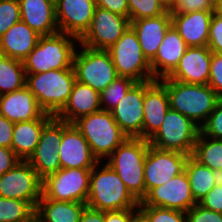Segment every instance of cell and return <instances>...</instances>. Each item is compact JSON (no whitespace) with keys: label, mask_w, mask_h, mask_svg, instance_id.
Masks as SVG:
<instances>
[{"label":"cell","mask_w":222,"mask_h":222,"mask_svg":"<svg viewBox=\"0 0 222 222\" xmlns=\"http://www.w3.org/2000/svg\"><path fill=\"white\" fill-rule=\"evenodd\" d=\"M131 222H148L146 218L139 212Z\"/></svg>","instance_id":"cell-51"},{"label":"cell","mask_w":222,"mask_h":222,"mask_svg":"<svg viewBox=\"0 0 222 222\" xmlns=\"http://www.w3.org/2000/svg\"><path fill=\"white\" fill-rule=\"evenodd\" d=\"M20 161L11 148L0 146V176L8 172Z\"/></svg>","instance_id":"cell-44"},{"label":"cell","mask_w":222,"mask_h":222,"mask_svg":"<svg viewBox=\"0 0 222 222\" xmlns=\"http://www.w3.org/2000/svg\"><path fill=\"white\" fill-rule=\"evenodd\" d=\"M34 214L27 201L0 196V222H25Z\"/></svg>","instance_id":"cell-33"},{"label":"cell","mask_w":222,"mask_h":222,"mask_svg":"<svg viewBox=\"0 0 222 222\" xmlns=\"http://www.w3.org/2000/svg\"><path fill=\"white\" fill-rule=\"evenodd\" d=\"M130 23L129 18L96 6L90 28L79 42L92 49L107 50L118 41Z\"/></svg>","instance_id":"cell-13"},{"label":"cell","mask_w":222,"mask_h":222,"mask_svg":"<svg viewBox=\"0 0 222 222\" xmlns=\"http://www.w3.org/2000/svg\"><path fill=\"white\" fill-rule=\"evenodd\" d=\"M72 124L86 139L98 161H106L128 138L116 123L111 111L100 110L80 117Z\"/></svg>","instance_id":"cell-6"},{"label":"cell","mask_w":222,"mask_h":222,"mask_svg":"<svg viewBox=\"0 0 222 222\" xmlns=\"http://www.w3.org/2000/svg\"><path fill=\"white\" fill-rule=\"evenodd\" d=\"M25 81L23 62L0 54V95L22 89Z\"/></svg>","instance_id":"cell-31"},{"label":"cell","mask_w":222,"mask_h":222,"mask_svg":"<svg viewBox=\"0 0 222 222\" xmlns=\"http://www.w3.org/2000/svg\"><path fill=\"white\" fill-rule=\"evenodd\" d=\"M208 48L212 52L222 54V15L216 10L210 22Z\"/></svg>","instance_id":"cell-40"},{"label":"cell","mask_w":222,"mask_h":222,"mask_svg":"<svg viewBox=\"0 0 222 222\" xmlns=\"http://www.w3.org/2000/svg\"><path fill=\"white\" fill-rule=\"evenodd\" d=\"M21 21L39 35H52L57 32L55 2L53 0H18Z\"/></svg>","instance_id":"cell-25"},{"label":"cell","mask_w":222,"mask_h":222,"mask_svg":"<svg viewBox=\"0 0 222 222\" xmlns=\"http://www.w3.org/2000/svg\"><path fill=\"white\" fill-rule=\"evenodd\" d=\"M75 81L74 69L68 68L26 74L25 86L45 113L56 116L67 103Z\"/></svg>","instance_id":"cell-5"},{"label":"cell","mask_w":222,"mask_h":222,"mask_svg":"<svg viewBox=\"0 0 222 222\" xmlns=\"http://www.w3.org/2000/svg\"><path fill=\"white\" fill-rule=\"evenodd\" d=\"M86 203L56 201L41 195L35 214L41 222H79Z\"/></svg>","instance_id":"cell-29"},{"label":"cell","mask_w":222,"mask_h":222,"mask_svg":"<svg viewBox=\"0 0 222 222\" xmlns=\"http://www.w3.org/2000/svg\"><path fill=\"white\" fill-rule=\"evenodd\" d=\"M139 203L107 163L99 161L93 167L90 174L87 207L105 212L139 209Z\"/></svg>","instance_id":"cell-1"},{"label":"cell","mask_w":222,"mask_h":222,"mask_svg":"<svg viewBox=\"0 0 222 222\" xmlns=\"http://www.w3.org/2000/svg\"><path fill=\"white\" fill-rule=\"evenodd\" d=\"M135 83L130 78L118 76L100 93L102 110L111 111Z\"/></svg>","instance_id":"cell-34"},{"label":"cell","mask_w":222,"mask_h":222,"mask_svg":"<svg viewBox=\"0 0 222 222\" xmlns=\"http://www.w3.org/2000/svg\"><path fill=\"white\" fill-rule=\"evenodd\" d=\"M15 123L0 115V146L12 149Z\"/></svg>","instance_id":"cell-46"},{"label":"cell","mask_w":222,"mask_h":222,"mask_svg":"<svg viewBox=\"0 0 222 222\" xmlns=\"http://www.w3.org/2000/svg\"><path fill=\"white\" fill-rule=\"evenodd\" d=\"M144 81L136 82L112 110V116L128 138H142Z\"/></svg>","instance_id":"cell-16"},{"label":"cell","mask_w":222,"mask_h":222,"mask_svg":"<svg viewBox=\"0 0 222 222\" xmlns=\"http://www.w3.org/2000/svg\"><path fill=\"white\" fill-rule=\"evenodd\" d=\"M100 110V93L76 80L67 103L55 117L72 124L80 117Z\"/></svg>","instance_id":"cell-26"},{"label":"cell","mask_w":222,"mask_h":222,"mask_svg":"<svg viewBox=\"0 0 222 222\" xmlns=\"http://www.w3.org/2000/svg\"><path fill=\"white\" fill-rule=\"evenodd\" d=\"M148 222H187L186 212L154 206H139Z\"/></svg>","instance_id":"cell-35"},{"label":"cell","mask_w":222,"mask_h":222,"mask_svg":"<svg viewBox=\"0 0 222 222\" xmlns=\"http://www.w3.org/2000/svg\"><path fill=\"white\" fill-rule=\"evenodd\" d=\"M92 169L60 168L42 180V195L56 201L86 203Z\"/></svg>","instance_id":"cell-10"},{"label":"cell","mask_w":222,"mask_h":222,"mask_svg":"<svg viewBox=\"0 0 222 222\" xmlns=\"http://www.w3.org/2000/svg\"><path fill=\"white\" fill-rule=\"evenodd\" d=\"M200 132L207 137L222 140V98L218 100L215 109L201 126Z\"/></svg>","instance_id":"cell-38"},{"label":"cell","mask_w":222,"mask_h":222,"mask_svg":"<svg viewBox=\"0 0 222 222\" xmlns=\"http://www.w3.org/2000/svg\"><path fill=\"white\" fill-rule=\"evenodd\" d=\"M196 204L191 194L188 176L183 172L164 185L151 189L139 206L163 207L187 212Z\"/></svg>","instance_id":"cell-15"},{"label":"cell","mask_w":222,"mask_h":222,"mask_svg":"<svg viewBox=\"0 0 222 222\" xmlns=\"http://www.w3.org/2000/svg\"><path fill=\"white\" fill-rule=\"evenodd\" d=\"M44 113L34 94L26 86L0 95V115L13 123L37 120Z\"/></svg>","instance_id":"cell-22"},{"label":"cell","mask_w":222,"mask_h":222,"mask_svg":"<svg viewBox=\"0 0 222 222\" xmlns=\"http://www.w3.org/2000/svg\"><path fill=\"white\" fill-rule=\"evenodd\" d=\"M200 128L188 117L169 108L149 144L161 150L192 155Z\"/></svg>","instance_id":"cell-9"},{"label":"cell","mask_w":222,"mask_h":222,"mask_svg":"<svg viewBox=\"0 0 222 222\" xmlns=\"http://www.w3.org/2000/svg\"><path fill=\"white\" fill-rule=\"evenodd\" d=\"M187 48V44L173 25H171L155 57L150 61V67L155 80L168 77L177 67Z\"/></svg>","instance_id":"cell-21"},{"label":"cell","mask_w":222,"mask_h":222,"mask_svg":"<svg viewBox=\"0 0 222 222\" xmlns=\"http://www.w3.org/2000/svg\"><path fill=\"white\" fill-rule=\"evenodd\" d=\"M198 204L206 209L222 213V186H214Z\"/></svg>","instance_id":"cell-43"},{"label":"cell","mask_w":222,"mask_h":222,"mask_svg":"<svg viewBox=\"0 0 222 222\" xmlns=\"http://www.w3.org/2000/svg\"><path fill=\"white\" fill-rule=\"evenodd\" d=\"M21 20L18 0H0V37Z\"/></svg>","instance_id":"cell-37"},{"label":"cell","mask_w":222,"mask_h":222,"mask_svg":"<svg viewBox=\"0 0 222 222\" xmlns=\"http://www.w3.org/2000/svg\"><path fill=\"white\" fill-rule=\"evenodd\" d=\"M211 1L215 7H217L220 3H222V0H211Z\"/></svg>","instance_id":"cell-53"},{"label":"cell","mask_w":222,"mask_h":222,"mask_svg":"<svg viewBox=\"0 0 222 222\" xmlns=\"http://www.w3.org/2000/svg\"><path fill=\"white\" fill-rule=\"evenodd\" d=\"M158 2L166 11H170L174 7L176 0H158Z\"/></svg>","instance_id":"cell-49"},{"label":"cell","mask_w":222,"mask_h":222,"mask_svg":"<svg viewBox=\"0 0 222 222\" xmlns=\"http://www.w3.org/2000/svg\"><path fill=\"white\" fill-rule=\"evenodd\" d=\"M130 22L142 52L150 62L155 57L168 28L172 25L171 14L166 11L156 17L131 20Z\"/></svg>","instance_id":"cell-23"},{"label":"cell","mask_w":222,"mask_h":222,"mask_svg":"<svg viewBox=\"0 0 222 222\" xmlns=\"http://www.w3.org/2000/svg\"><path fill=\"white\" fill-rule=\"evenodd\" d=\"M216 11L222 15V3L216 7Z\"/></svg>","instance_id":"cell-54"},{"label":"cell","mask_w":222,"mask_h":222,"mask_svg":"<svg viewBox=\"0 0 222 222\" xmlns=\"http://www.w3.org/2000/svg\"><path fill=\"white\" fill-rule=\"evenodd\" d=\"M213 13L214 11H194L171 14V22L188 47L208 46Z\"/></svg>","instance_id":"cell-24"},{"label":"cell","mask_w":222,"mask_h":222,"mask_svg":"<svg viewBox=\"0 0 222 222\" xmlns=\"http://www.w3.org/2000/svg\"><path fill=\"white\" fill-rule=\"evenodd\" d=\"M42 195V180L28 161L21 160L0 176V196L27 201L34 209Z\"/></svg>","instance_id":"cell-12"},{"label":"cell","mask_w":222,"mask_h":222,"mask_svg":"<svg viewBox=\"0 0 222 222\" xmlns=\"http://www.w3.org/2000/svg\"><path fill=\"white\" fill-rule=\"evenodd\" d=\"M169 108L166 88L158 80L144 81L142 139L149 141L158 132Z\"/></svg>","instance_id":"cell-19"},{"label":"cell","mask_w":222,"mask_h":222,"mask_svg":"<svg viewBox=\"0 0 222 222\" xmlns=\"http://www.w3.org/2000/svg\"><path fill=\"white\" fill-rule=\"evenodd\" d=\"M96 2L92 0H56V20L59 32L79 40L90 28Z\"/></svg>","instance_id":"cell-17"},{"label":"cell","mask_w":222,"mask_h":222,"mask_svg":"<svg viewBox=\"0 0 222 222\" xmlns=\"http://www.w3.org/2000/svg\"><path fill=\"white\" fill-rule=\"evenodd\" d=\"M148 147V140L127 138L105 161L139 202L145 197L144 161Z\"/></svg>","instance_id":"cell-4"},{"label":"cell","mask_w":222,"mask_h":222,"mask_svg":"<svg viewBox=\"0 0 222 222\" xmlns=\"http://www.w3.org/2000/svg\"><path fill=\"white\" fill-rule=\"evenodd\" d=\"M54 116L44 113L39 119L14 125L12 150L20 160L27 161L39 143L43 127Z\"/></svg>","instance_id":"cell-28"},{"label":"cell","mask_w":222,"mask_h":222,"mask_svg":"<svg viewBox=\"0 0 222 222\" xmlns=\"http://www.w3.org/2000/svg\"><path fill=\"white\" fill-rule=\"evenodd\" d=\"M109 52L119 77L135 82L155 80L150 62L144 56L134 29L129 26Z\"/></svg>","instance_id":"cell-8"},{"label":"cell","mask_w":222,"mask_h":222,"mask_svg":"<svg viewBox=\"0 0 222 222\" xmlns=\"http://www.w3.org/2000/svg\"><path fill=\"white\" fill-rule=\"evenodd\" d=\"M212 51L208 46L188 47L168 79L187 84H208Z\"/></svg>","instance_id":"cell-20"},{"label":"cell","mask_w":222,"mask_h":222,"mask_svg":"<svg viewBox=\"0 0 222 222\" xmlns=\"http://www.w3.org/2000/svg\"><path fill=\"white\" fill-rule=\"evenodd\" d=\"M139 213V209L105 211L104 222H131Z\"/></svg>","instance_id":"cell-47"},{"label":"cell","mask_w":222,"mask_h":222,"mask_svg":"<svg viewBox=\"0 0 222 222\" xmlns=\"http://www.w3.org/2000/svg\"><path fill=\"white\" fill-rule=\"evenodd\" d=\"M190 155L161 150L149 144L144 161L145 196L154 187L164 185L185 172Z\"/></svg>","instance_id":"cell-11"},{"label":"cell","mask_w":222,"mask_h":222,"mask_svg":"<svg viewBox=\"0 0 222 222\" xmlns=\"http://www.w3.org/2000/svg\"><path fill=\"white\" fill-rule=\"evenodd\" d=\"M211 0H176L170 14H184L194 11H215Z\"/></svg>","instance_id":"cell-39"},{"label":"cell","mask_w":222,"mask_h":222,"mask_svg":"<svg viewBox=\"0 0 222 222\" xmlns=\"http://www.w3.org/2000/svg\"><path fill=\"white\" fill-rule=\"evenodd\" d=\"M187 222H222V213L204 208L198 203L186 212Z\"/></svg>","instance_id":"cell-42"},{"label":"cell","mask_w":222,"mask_h":222,"mask_svg":"<svg viewBox=\"0 0 222 222\" xmlns=\"http://www.w3.org/2000/svg\"><path fill=\"white\" fill-rule=\"evenodd\" d=\"M79 222H104V212L86 206L81 213Z\"/></svg>","instance_id":"cell-48"},{"label":"cell","mask_w":222,"mask_h":222,"mask_svg":"<svg viewBox=\"0 0 222 222\" xmlns=\"http://www.w3.org/2000/svg\"><path fill=\"white\" fill-rule=\"evenodd\" d=\"M213 175L215 186H222V169L214 170Z\"/></svg>","instance_id":"cell-50"},{"label":"cell","mask_w":222,"mask_h":222,"mask_svg":"<svg viewBox=\"0 0 222 222\" xmlns=\"http://www.w3.org/2000/svg\"><path fill=\"white\" fill-rule=\"evenodd\" d=\"M76 80L101 93L118 74L107 50L86 47L79 43L73 58Z\"/></svg>","instance_id":"cell-7"},{"label":"cell","mask_w":222,"mask_h":222,"mask_svg":"<svg viewBox=\"0 0 222 222\" xmlns=\"http://www.w3.org/2000/svg\"><path fill=\"white\" fill-rule=\"evenodd\" d=\"M128 9L130 21L156 17L166 12L158 0H128Z\"/></svg>","instance_id":"cell-36"},{"label":"cell","mask_w":222,"mask_h":222,"mask_svg":"<svg viewBox=\"0 0 222 222\" xmlns=\"http://www.w3.org/2000/svg\"><path fill=\"white\" fill-rule=\"evenodd\" d=\"M185 172L188 176L191 194L198 203L215 186L214 170L201 164L190 155Z\"/></svg>","instance_id":"cell-30"},{"label":"cell","mask_w":222,"mask_h":222,"mask_svg":"<svg viewBox=\"0 0 222 222\" xmlns=\"http://www.w3.org/2000/svg\"><path fill=\"white\" fill-rule=\"evenodd\" d=\"M158 81L166 88L170 108L190 118L199 128L220 99L208 84H187L167 77Z\"/></svg>","instance_id":"cell-2"},{"label":"cell","mask_w":222,"mask_h":222,"mask_svg":"<svg viewBox=\"0 0 222 222\" xmlns=\"http://www.w3.org/2000/svg\"><path fill=\"white\" fill-rule=\"evenodd\" d=\"M79 43L78 38L63 32L40 36L36 47L22 61L25 74L73 68Z\"/></svg>","instance_id":"cell-3"},{"label":"cell","mask_w":222,"mask_h":222,"mask_svg":"<svg viewBox=\"0 0 222 222\" xmlns=\"http://www.w3.org/2000/svg\"><path fill=\"white\" fill-rule=\"evenodd\" d=\"M63 135V121L55 116L43 127L40 140L27 160L41 180L56 173L60 167L58 148Z\"/></svg>","instance_id":"cell-14"},{"label":"cell","mask_w":222,"mask_h":222,"mask_svg":"<svg viewBox=\"0 0 222 222\" xmlns=\"http://www.w3.org/2000/svg\"><path fill=\"white\" fill-rule=\"evenodd\" d=\"M96 6L129 18L128 0H97Z\"/></svg>","instance_id":"cell-45"},{"label":"cell","mask_w":222,"mask_h":222,"mask_svg":"<svg viewBox=\"0 0 222 222\" xmlns=\"http://www.w3.org/2000/svg\"><path fill=\"white\" fill-rule=\"evenodd\" d=\"M25 222H41V220L39 219V217L36 214H34Z\"/></svg>","instance_id":"cell-52"},{"label":"cell","mask_w":222,"mask_h":222,"mask_svg":"<svg viewBox=\"0 0 222 222\" xmlns=\"http://www.w3.org/2000/svg\"><path fill=\"white\" fill-rule=\"evenodd\" d=\"M40 36L20 20L0 37V54L23 61L36 47Z\"/></svg>","instance_id":"cell-27"},{"label":"cell","mask_w":222,"mask_h":222,"mask_svg":"<svg viewBox=\"0 0 222 222\" xmlns=\"http://www.w3.org/2000/svg\"><path fill=\"white\" fill-rule=\"evenodd\" d=\"M60 167L93 169L99 162L91 148L73 124L63 121V135L58 148Z\"/></svg>","instance_id":"cell-18"},{"label":"cell","mask_w":222,"mask_h":222,"mask_svg":"<svg viewBox=\"0 0 222 222\" xmlns=\"http://www.w3.org/2000/svg\"><path fill=\"white\" fill-rule=\"evenodd\" d=\"M208 85L222 98V54L212 52Z\"/></svg>","instance_id":"cell-41"},{"label":"cell","mask_w":222,"mask_h":222,"mask_svg":"<svg viewBox=\"0 0 222 222\" xmlns=\"http://www.w3.org/2000/svg\"><path fill=\"white\" fill-rule=\"evenodd\" d=\"M192 156L212 170L222 169V140L199 132Z\"/></svg>","instance_id":"cell-32"}]
</instances>
